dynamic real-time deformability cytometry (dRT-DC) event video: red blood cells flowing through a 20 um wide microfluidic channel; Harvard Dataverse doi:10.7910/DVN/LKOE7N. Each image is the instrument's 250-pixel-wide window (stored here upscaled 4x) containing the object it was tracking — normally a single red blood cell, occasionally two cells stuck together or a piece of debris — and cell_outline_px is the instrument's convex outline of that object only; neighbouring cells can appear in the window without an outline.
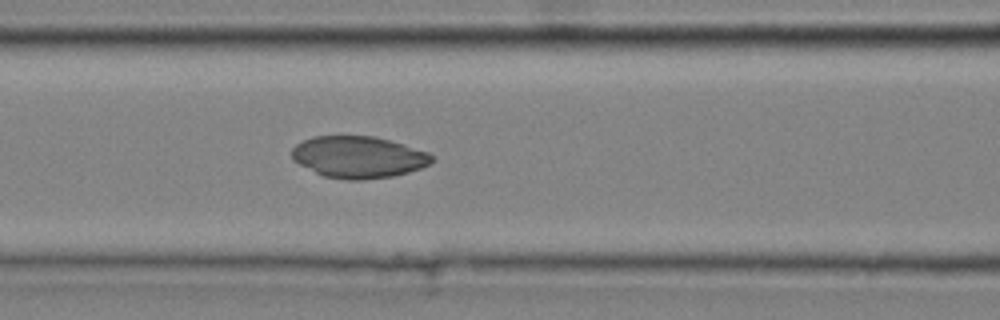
{"species": "common noctule bat (a hibernating species)", "species_latin": "Nyctalus noctula", "temperature_condition": "cold", "stored_images_in_passage": 34, "camera_frame_rate_fps": 3000, "um_per_image_px": 0.085, "animal": {"sex": "male", "body_mass_g": 20.4}, "frame": {"image": 1, "passage_image": 9, "time_ms": 2.667, "image_size_px": [1000, 320], "cell_outline_px": [[432, 164], [408, 172], [392, 176], [364, 180], [348, 180], [324, 176], [292, 160], [292, 148], [296, 144], [312, 136], [376, 136], [404, 144], [428, 152], [432, 156]], "centroid_in_image_um": [30.48, 13.34], "position_along_channel_um": 136.1, "area_um2": 34.04}}
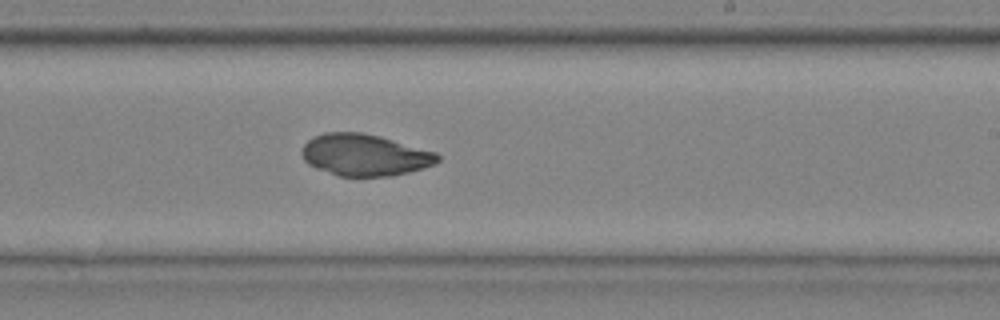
{"frame": {"image": 2, "passage_image": 18, "time_ms": 5.667, "image_size_px": [1000, 320], "cell_outline_px": [[440, 160], [436, 164], [424, 168], [392, 176], [340, 176], [316, 168], [308, 164], [304, 160], [300, 152], [304, 144], [308, 140], [324, 132], [360, 132], [380, 136], [436, 152], [440, 156]], "centroid_in_image_um": [31.01, 13.17], "position_along_channel_um": 258.0, "area_um2": 33.06}}
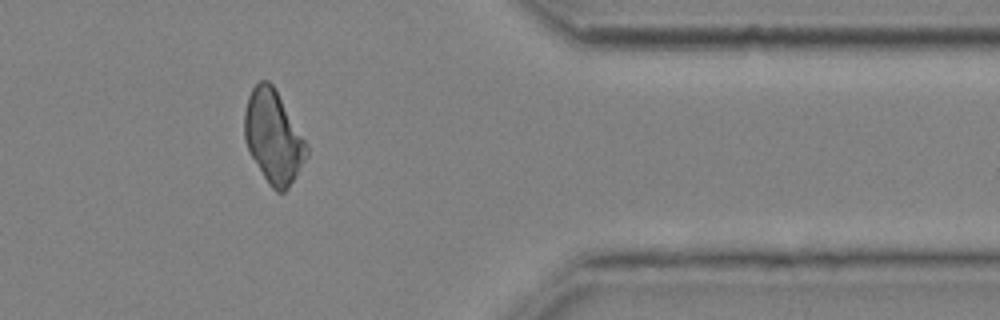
{"frame": {"image": 3, "passage_image": 29, "time_ms": 9.333, "image_size_px": [1000, 320], "cell_outline_px": [[308, 156], [288, 188], [284, 192], [276, 192], [268, 184], [252, 156], [244, 140], [244, 112], [248, 96], [252, 88], [260, 80], [268, 80], [276, 88], [308, 144]], "centroid_in_image_um": [23.24, 11.61], "position_along_channel_um": 388.2, "area_um2": 33.7}}